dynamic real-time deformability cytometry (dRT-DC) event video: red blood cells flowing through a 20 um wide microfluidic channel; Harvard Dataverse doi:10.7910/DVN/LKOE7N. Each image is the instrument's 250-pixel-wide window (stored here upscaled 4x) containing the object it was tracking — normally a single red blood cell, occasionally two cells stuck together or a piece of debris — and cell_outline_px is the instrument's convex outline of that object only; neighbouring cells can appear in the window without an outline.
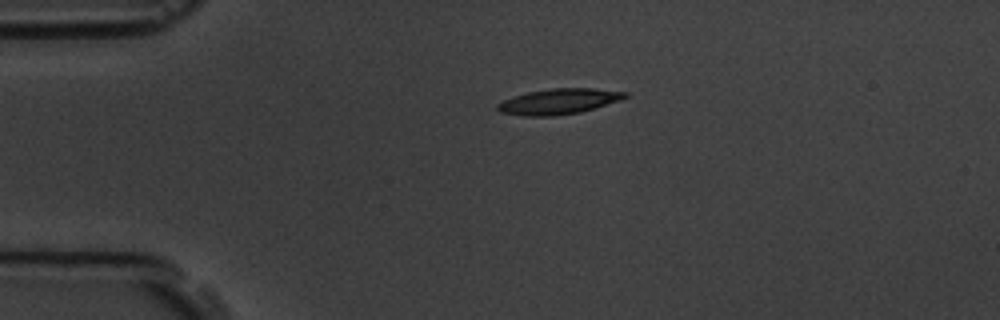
{"species": "common noctule bat (a hibernating species)", "species_latin": "Nyctalus noctula", "temperature_condition": "room temperature", "stored_images_in_passage": 2, "camera_frame_rate_fps": 3000, "um_per_image_px": 0.085, "animal": {"sex": "male", "body_mass_g": 19.5, "forearm_length_mm": 54.6}, "frame": {"image": 1, "passage_image": 1, "time_ms": 0.0, "image_size_px": [1000, 320], "cell_outline_px": [[628, 96], [620, 100], [580, 112], [552, 116], [524, 116], [500, 112], [496, 108], [496, 104], [504, 100], [528, 92], [552, 88], [592, 88], [628, 92]], "centroid_in_image_um": [47.49, 8.62], "position_along_channel_um": 37.5, "area_um2": 18.79}}